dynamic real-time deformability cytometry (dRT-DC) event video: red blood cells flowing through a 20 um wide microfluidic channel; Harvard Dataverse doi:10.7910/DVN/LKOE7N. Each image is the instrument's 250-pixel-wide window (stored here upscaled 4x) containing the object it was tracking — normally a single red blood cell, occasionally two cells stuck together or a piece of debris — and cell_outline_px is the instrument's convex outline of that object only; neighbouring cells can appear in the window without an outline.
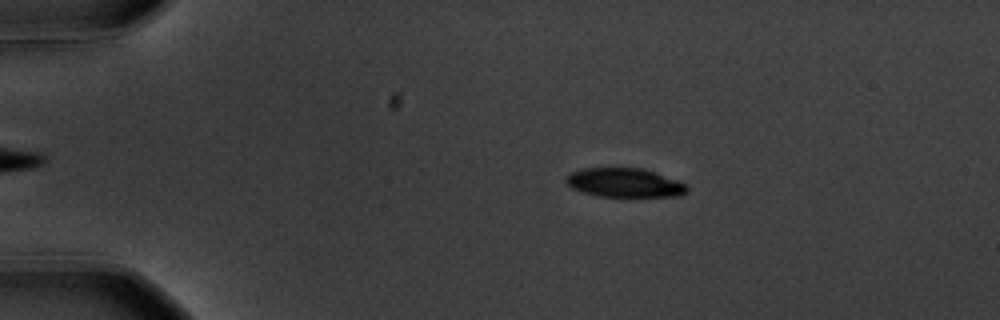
{"species": "common noctule bat (a hibernating species)", "species_latin": "Nyctalus noctula", "temperature_condition": "warm", "stored_images_in_passage": 22, "camera_frame_rate_fps": 3000, "um_per_image_px": 0.085, "animal": {"sex": "male", "body_mass_g": 20.1, "forearm_length_mm": 53.5}, "frame": {"image": 1, "passage_image": 12, "time_ms": 3.667, "image_size_px": [1000, 320], "cell_outline_px": [[688, 188], [680, 196], [596, 196], [572, 188], [564, 180], [572, 172], [584, 168], [644, 168], [688, 184]], "centroid_in_image_um": [53.1, 15.52], "position_along_channel_um": 31.9, "area_um2": 20.29}}